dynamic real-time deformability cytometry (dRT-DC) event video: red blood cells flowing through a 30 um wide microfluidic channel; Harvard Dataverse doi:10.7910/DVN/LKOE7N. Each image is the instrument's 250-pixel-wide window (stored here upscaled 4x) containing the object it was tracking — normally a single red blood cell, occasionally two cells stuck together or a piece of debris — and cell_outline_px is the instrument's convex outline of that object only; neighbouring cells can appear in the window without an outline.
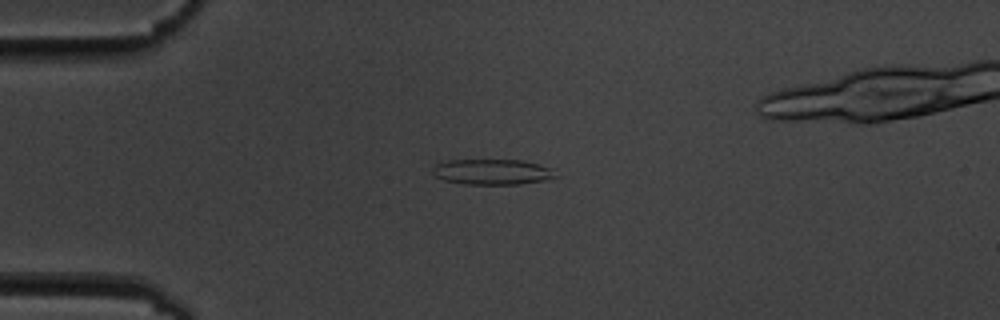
{"species": "common noctule bat (a hibernating species)", "species_latin": "Nyctalus noctula", "temperature_condition": "cold", "stored_images_in_passage": 8, "camera_frame_rate_fps": 3000, "um_per_image_px": 0.085, "animal": {"sex": "male", "body_mass_g": 19.5, "forearm_length_mm": 54.6}, "frame": {"image": 1, "passage_image": 5, "time_ms": 4.333, "image_size_px": [1000, 320], "cell_outline_px": [[560, 176], [520, 184], [464, 184], [444, 180], [436, 176], [432, 172], [432, 168], [436, 164], [448, 160], [524, 160], [552, 168]], "centroid_in_image_um": [41.85, 14.6], "position_along_channel_um": 43.2, "area_um2": 18.26}}
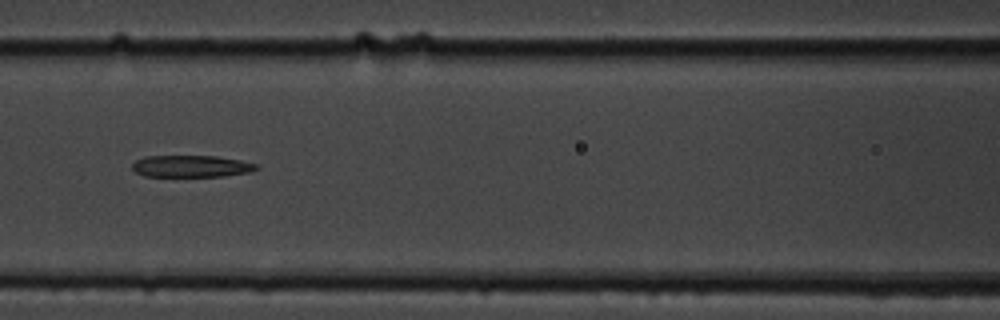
{"frame": {"image": 2, "passage_image": 8, "time_ms": 8.0, "image_size_px": [1000, 320], "cell_outline_px": [[260, 168], [248, 172], [224, 176], [144, 176], [136, 172], [132, 168], [132, 164], [136, 160], [144, 156], [216, 156], [240, 160], [256, 164]], "centroid_in_image_um": [16.24, 14.12], "position_along_channel_um": 150.4, "area_um2": 15.72}}